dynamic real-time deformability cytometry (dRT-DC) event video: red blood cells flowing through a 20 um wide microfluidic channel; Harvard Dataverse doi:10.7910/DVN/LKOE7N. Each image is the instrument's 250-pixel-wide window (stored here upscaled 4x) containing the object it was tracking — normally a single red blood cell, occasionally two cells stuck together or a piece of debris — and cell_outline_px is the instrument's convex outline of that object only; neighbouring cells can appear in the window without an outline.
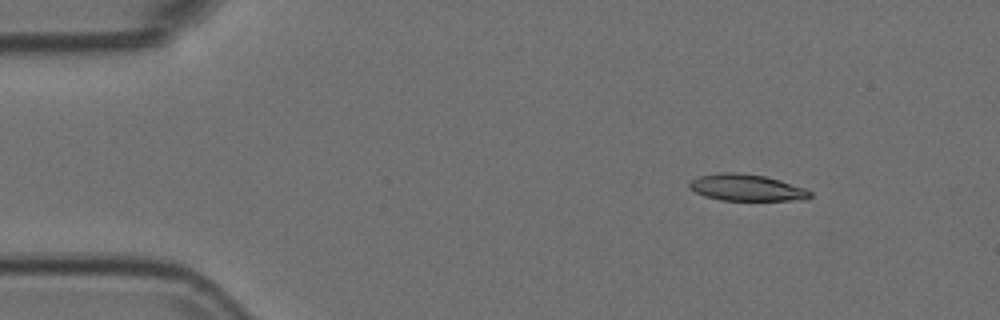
{"species": "Egyptian fruit bat (a non-hibernating species)", "species_latin": "Rousettus aegyptiacus", "temperature_condition": "room temperature", "stored_images_in_passage": 7, "camera_frame_rate_fps": 3000, "um_per_image_px": 0.085, "animal": {"sex": "female"}, "frame": {"image": 1, "passage_image": 2, "time_ms": 0.333, "image_size_px": [1000, 320], "cell_outline_px": [[812, 196], [800, 200], [720, 200], [704, 196], [696, 192], [688, 184], [692, 180], [700, 176], [720, 172], [740, 172], [764, 176], [780, 180], [804, 188], [812, 192]], "centroid_in_image_um": [63.46, 15.94], "position_along_channel_um": 21.5, "area_um2": 18.55}}
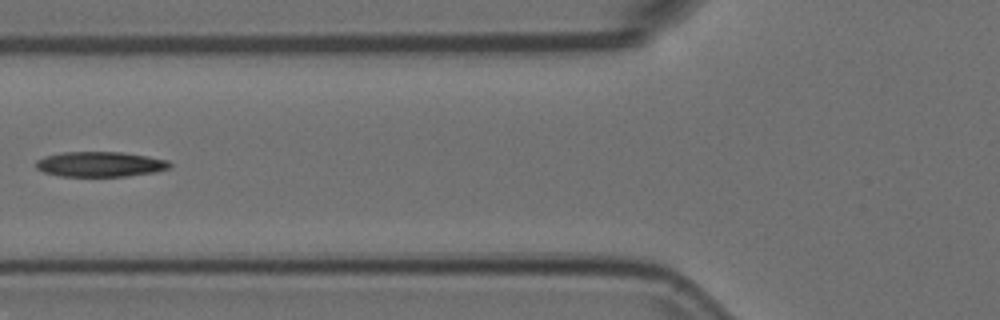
{"frame": {"image": 2, "passage_image": 6, "time_ms": 1.667, "image_size_px": [1000, 320], "cell_outline_px": [[172, 164], [168, 168], [156, 172], [128, 176], [60, 176], [44, 172], [36, 168], [36, 160], [44, 156], [60, 152], [120, 152], [148, 156], [168, 160]], "centroid_in_image_um": [8.5, 13.95], "position_along_channel_um": 117.3, "area_um2": 19.65}}
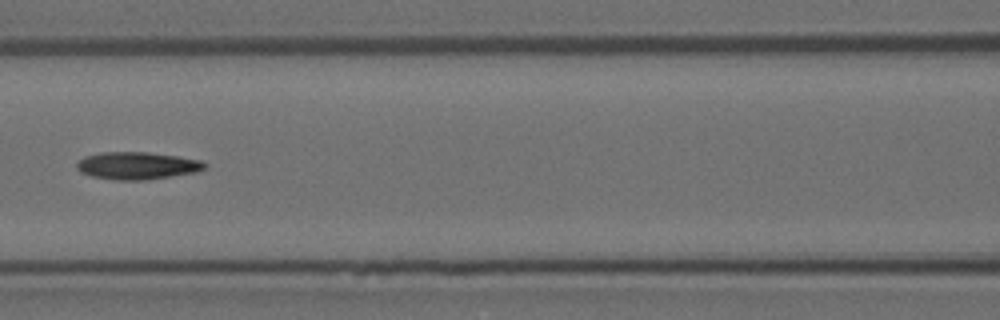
{"frame": {"image": 3, "passage_image": 7, "time_ms": 2.0, "image_size_px": [1000, 320], "cell_outline_px": [[208, 164], [204, 168], [196, 172], [144, 180], [116, 180], [92, 176], [80, 172], [76, 168], [76, 164], [84, 156], [100, 152], [148, 152], [176, 156], [200, 160]], "centroid_in_image_um": [11.63, 14.07], "position_along_channel_um": 155.0, "area_um2": 20.35}}